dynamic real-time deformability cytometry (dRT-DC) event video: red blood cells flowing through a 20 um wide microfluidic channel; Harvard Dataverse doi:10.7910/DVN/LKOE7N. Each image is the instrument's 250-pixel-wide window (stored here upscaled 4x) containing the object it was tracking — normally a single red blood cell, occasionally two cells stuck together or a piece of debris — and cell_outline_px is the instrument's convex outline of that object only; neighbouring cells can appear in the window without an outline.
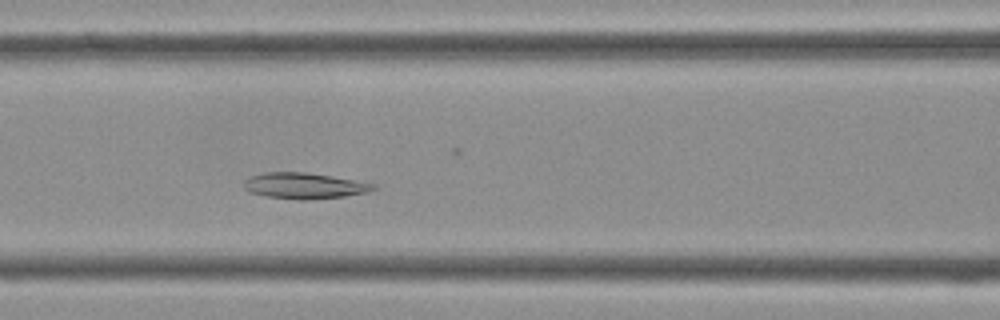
{"species": "Egyptian fruit bat (a non-hibernating species)", "species_latin": "Rousettus aegyptiacus", "temperature_condition": "cold", "stored_images_in_passage": 22, "segment_of_instrument_passage": [1, 2], "camera_frame_rate_fps": 3000, "um_per_image_px": 0.085, "frame": {"image": 1, "passage_image": 5, "time_ms": 1.333, "image_size_px": [1000, 320], "cell_outline_px": [[376, 188], [368, 192], [344, 196], [308, 200], [296, 200], [264, 196], [252, 192], [244, 188], [244, 180], [252, 176], [264, 172], [304, 172], [332, 176], [376, 184]], "centroid_in_image_um": [25.86, 15.79], "position_along_channel_um": 140.7, "area_um2": 19.54}}
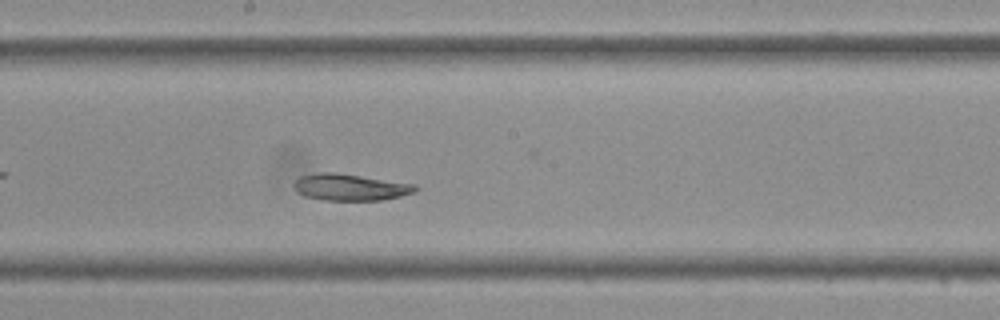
{"frame": {"image": 2, "passage_image": 10, "time_ms": 3.0, "image_size_px": [1000, 320], "cell_outline_px": [[420, 188], [416, 192], [400, 196], [380, 200], [324, 200], [304, 196], [296, 192], [292, 184], [300, 176], [320, 172], [336, 172], [416, 184]], "centroid_in_image_um": [29.77, 15.91], "position_along_channel_um": 218.4, "area_um2": 19.02}}
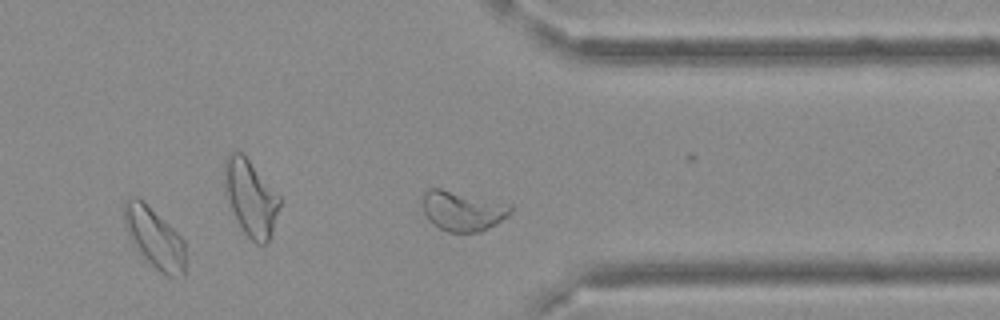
{"frame": {"image": 3, "passage_image": 20, "time_ms": 6.333, "image_size_px": [1000, 320], "cell_outline_px": [[184, 280], [164, 276], [132, 244], [124, 224], [124, 200], [132, 196], [136, 196], [144, 200], [184, 240]], "centroid_in_image_um": [13.13, 20.23], "position_along_channel_um": 398.3, "area_um2": 21.68}}